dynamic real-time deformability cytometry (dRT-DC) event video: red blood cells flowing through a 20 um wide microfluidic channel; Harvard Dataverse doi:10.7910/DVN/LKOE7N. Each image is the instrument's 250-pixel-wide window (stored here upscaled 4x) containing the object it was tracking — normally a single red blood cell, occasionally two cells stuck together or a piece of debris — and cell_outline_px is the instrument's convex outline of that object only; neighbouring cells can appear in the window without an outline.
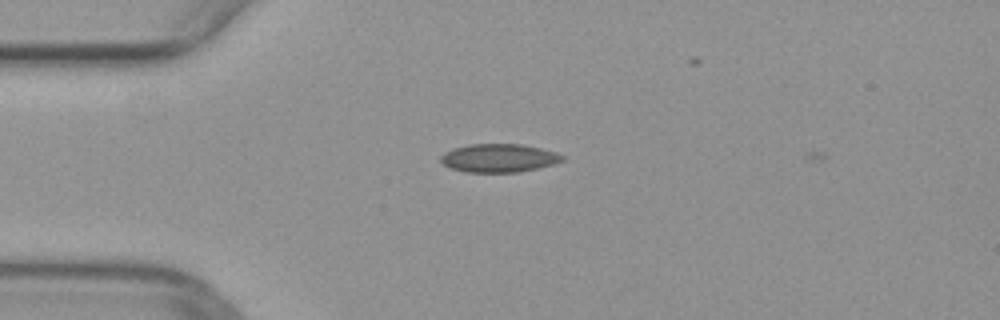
{"species": "common noctule bat (a hibernating species)", "species_latin": "Nyctalus noctula", "temperature_condition": "warm", "stored_images_in_passage": 3, "camera_frame_rate_fps": 3000, "um_per_image_px": 0.085, "animal": {"sex": "female", "body_mass_g": 29.2, "forearm_length_mm": 56.3}, "frame": {"image": 1, "passage_image": 2, "time_ms": 0.333, "image_size_px": [1000, 320], "cell_outline_px": [[564, 160], [552, 164], [520, 172], [464, 172], [452, 168], [444, 164], [440, 160], [440, 156], [444, 152], [452, 148], [468, 144], [524, 144], [556, 152], [564, 156]], "centroid_in_image_um": [42.38, 13.42], "position_along_channel_um": 42.6, "area_um2": 20.11}}